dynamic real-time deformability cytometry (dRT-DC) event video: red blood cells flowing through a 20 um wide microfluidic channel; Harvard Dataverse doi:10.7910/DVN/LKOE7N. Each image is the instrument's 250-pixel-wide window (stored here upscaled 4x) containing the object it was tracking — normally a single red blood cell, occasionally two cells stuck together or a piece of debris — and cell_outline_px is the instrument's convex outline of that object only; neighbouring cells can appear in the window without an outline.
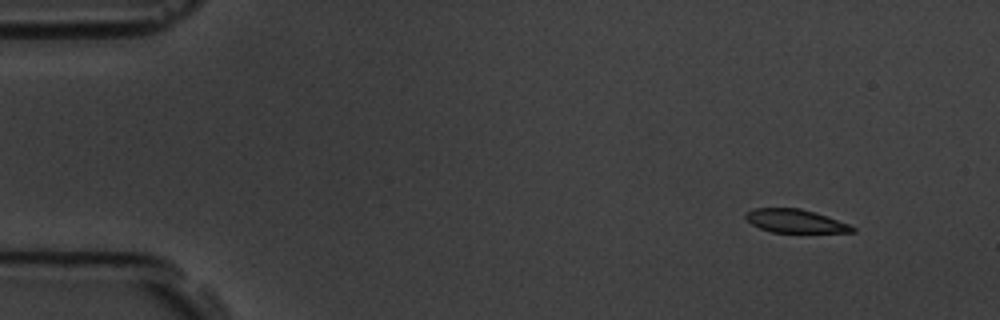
{"species": "common noctule bat (a hibernating species)", "species_latin": "Nyctalus noctula", "temperature_condition": "room temperature", "stored_images_in_passage": 4, "camera_frame_rate_fps": 3000, "um_per_image_px": 0.085, "animal": {"sex": "male", "body_mass_g": 19.5, "forearm_length_mm": 54.6}, "frame": {"image": 1, "passage_image": 1, "time_ms": 0.0, "image_size_px": [1000, 320], "cell_outline_px": [[856, 232], [772, 232], [760, 228], [752, 224], [744, 216], [744, 212], [756, 208], [800, 208], [848, 224], [856, 228]], "centroid_in_image_um": [67.55, 18.79], "position_along_channel_um": 17.5, "area_um2": 14.22}}
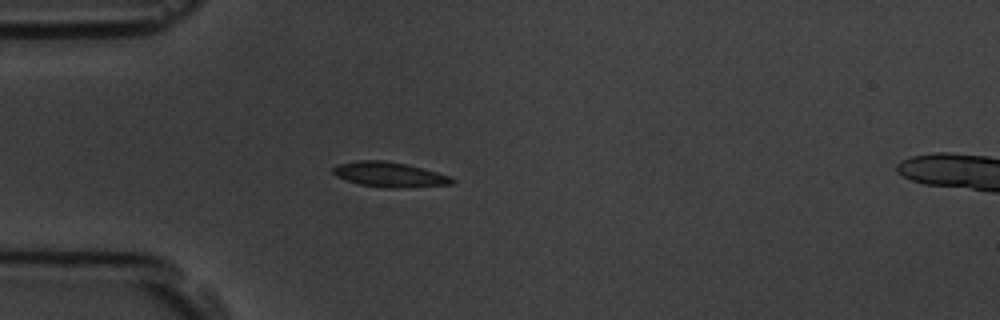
{"frame": {"image": 2, "passage_image": 4, "time_ms": 3.333, "image_size_px": [1000, 320], "cell_outline_px": [[456, 180], [452, 184], [396, 188], [384, 188], [360, 184], [336, 176], [332, 172], [332, 168], [336, 164], [356, 160], [384, 160], [404, 164], [452, 176]], "centroid_in_image_um": [33.08, 14.83], "position_along_channel_um": 51.9, "area_um2": 17.22}}